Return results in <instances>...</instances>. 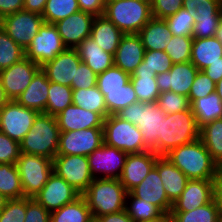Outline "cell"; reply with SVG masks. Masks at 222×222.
Instances as JSON below:
<instances>
[{
	"mask_svg": "<svg viewBox=\"0 0 222 222\" xmlns=\"http://www.w3.org/2000/svg\"><path fill=\"white\" fill-rule=\"evenodd\" d=\"M216 83L203 70H199L192 83L188 99L189 103L215 92Z\"/></svg>",
	"mask_w": 222,
	"mask_h": 222,
	"instance_id": "obj_50",
	"label": "cell"
},
{
	"mask_svg": "<svg viewBox=\"0 0 222 222\" xmlns=\"http://www.w3.org/2000/svg\"><path fill=\"white\" fill-rule=\"evenodd\" d=\"M103 138L105 144L126 153L149 151L144 144L139 128L116 114L109 115L104 119Z\"/></svg>",
	"mask_w": 222,
	"mask_h": 222,
	"instance_id": "obj_7",
	"label": "cell"
},
{
	"mask_svg": "<svg viewBox=\"0 0 222 222\" xmlns=\"http://www.w3.org/2000/svg\"><path fill=\"white\" fill-rule=\"evenodd\" d=\"M44 23L41 14L26 10H20L0 19V27L23 49L29 46Z\"/></svg>",
	"mask_w": 222,
	"mask_h": 222,
	"instance_id": "obj_9",
	"label": "cell"
},
{
	"mask_svg": "<svg viewBox=\"0 0 222 222\" xmlns=\"http://www.w3.org/2000/svg\"><path fill=\"white\" fill-rule=\"evenodd\" d=\"M9 101V99L7 98L5 91L3 89L2 86V81L0 78V109Z\"/></svg>",
	"mask_w": 222,
	"mask_h": 222,
	"instance_id": "obj_63",
	"label": "cell"
},
{
	"mask_svg": "<svg viewBox=\"0 0 222 222\" xmlns=\"http://www.w3.org/2000/svg\"><path fill=\"white\" fill-rule=\"evenodd\" d=\"M20 153V143L0 131V164H15Z\"/></svg>",
	"mask_w": 222,
	"mask_h": 222,
	"instance_id": "obj_51",
	"label": "cell"
},
{
	"mask_svg": "<svg viewBox=\"0 0 222 222\" xmlns=\"http://www.w3.org/2000/svg\"><path fill=\"white\" fill-rule=\"evenodd\" d=\"M199 138L218 165L222 163V118L202 126Z\"/></svg>",
	"mask_w": 222,
	"mask_h": 222,
	"instance_id": "obj_35",
	"label": "cell"
},
{
	"mask_svg": "<svg viewBox=\"0 0 222 222\" xmlns=\"http://www.w3.org/2000/svg\"><path fill=\"white\" fill-rule=\"evenodd\" d=\"M8 199L0 193V211L5 207Z\"/></svg>",
	"mask_w": 222,
	"mask_h": 222,
	"instance_id": "obj_66",
	"label": "cell"
},
{
	"mask_svg": "<svg viewBox=\"0 0 222 222\" xmlns=\"http://www.w3.org/2000/svg\"><path fill=\"white\" fill-rule=\"evenodd\" d=\"M213 199V180L189 179L180 197L173 202L171 212H189Z\"/></svg>",
	"mask_w": 222,
	"mask_h": 222,
	"instance_id": "obj_21",
	"label": "cell"
},
{
	"mask_svg": "<svg viewBox=\"0 0 222 222\" xmlns=\"http://www.w3.org/2000/svg\"><path fill=\"white\" fill-rule=\"evenodd\" d=\"M190 61L198 70H203L215 62H222V43L215 36L194 38Z\"/></svg>",
	"mask_w": 222,
	"mask_h": 222,
	"instance_id": "obj_29",
	"label": "cell"
},
{
	"mask_svg": "<svg viewBox=\"0 0 222 222\" xmlns=\"http://www.w3.org/2000/svg\"><path fill=\"white\" fill-rule=\"evenodd\" d=\"M159 156L152 150L140 153H128L119 181L131 192L139 185L155 166Z\"/></svg>",
	"mask_w": 222,
	"mask_h": 222,
	"instance_id": "obj_20",
	"label": "cell"
},
{
	"mask_svg": "<svg viewBox=\"0 0 222 222\" xmlns=\"http://www.w3.org/2000/svg\"><path fill=\"white\" fill-rule=\"evenodd\" d=\"M219 208L214 199L189 212H170L172 222H217Z\"/></svg>",
	"mask_w": 222,
	"mask_h": 222,
	"instance_id": "obj_41",
	"label": "cell"
},
{
	"mask_svg": "<svg viewBox=\"0 0 222 222\" xmlns=\"http://www.w3.org/2000/svg\"><path fill=\"white\" fill-rule=\"evenodd\" d=\"M156 103L165 114L178 113L190 108L187 96L172 91L160 93Z\"/></svg>",
	"mask_w": 222,
	"mask_h": 222,
	"instance_id": "obj_48",
	"label": "cell"
},
{
	"mask_svg": "<svg viewBox=\"0 0 222 222\" xmlns=\"http://www.w3.org/2000/svg\"><path fill=\"white\" fill-rule=\"evenodd\" d=\"M72 103L85 110L99 113L104 119L108 116L104 95L97 86L88 89H73Z\"/></svg>",
	"mask_w": 222,
	"mask_h": 222,
	"instance_id": "obj_34",
	"label": "cell"
},
{
	"mask_svg": "<svg viewBox=\"0 0 222 222\" xmlns=\"http://www.w3.org/2000/svg\"><path fill=\"white\" fill-rule=\"evenodd\" d=\"M0 193L7 199L24 197L20 176L15 164H0Z\"/></svg>",
	"mask_w": 222,
	"mask_h": 222,
	"instance_id": "obj_36",
	"label": "cell"
},
{
	"mask_svg": "<svg viewBox=\"0 0 222 222\" xmlns=\"http://www.w3.org/2000/svg\"><path fill=\"white\" fill-rule=\"evenodd\" d=\"M152 16L158 19L175 14L182 8L183 0H150Z\"/></svg>",
	"mask_w": 222,
	"mask_h": 222,
	"instance_id": "obj_53",
	"label": "cell"
},
{
	"mask_svg": "<svg viewBox=\"0 0 222 222\" xmlns=\"http://www.w3.org/2000/svg\"><path fill=\"white\" fill-rule=\"evenodd\" d=\"M213 196L220 213H222V172L220 170L213 178Z\"/></svg>",
	"mask_w": 222,
	"mask_h": 222,
	"instance_id": "obj_59",
	"label": "cell"
},
{
	"mask_svg": "<svg viewBox=\"0 0 222 222\" xmlns=\"http://www.w3.org/2000/svg\"><path fill=\"white\" fill-rule=\"evenodd\" d=\"M104 99L108 109V116L116 114L121 109L138 102L131 81L125 84L120 91L106 92Z\"/></svg>",
	"mask_w": 222,
	"mask_h": 222,
	"instance_id": "obj_43",
	"label": "cell"
},
{
	"mask_svg": "<svg viewBox=\"0 0 222 222\" xmlns=\"http://www.w3.org/2000/svg\"><path fill=\"white\" fill-rule=\"evenodd\" d=\"M127 190L119 179L95 178L82 194L93 217L125 209Z\"/></svg>",
	"mask_w": 222,
	"mask_h": 222,
	"instance_id": "obj_3",
	"label": "cell"
},
{
	"mask_svg": "<svg viewBox=\"0 0 222 222\" xmlns=\"http://www.w3.org/2000/svg\"><path fill=\"white\" fill-rule=\"evenodd\" d=\"M182 8L195 13H222V0H183Z\"/></svg>",
	"mask_w": 222,
	"mask_h": 222,
	"instance_id": "obj_52",
	"label": "cell"
},
{
	"mask_svg": "<svg viewBox=\"0 0 222 222\" xmlns=\"http://www.w3.org/2000/svg\"><path fill=\"white\" fill-rule=\"evenodd\" d=\"M49 80L46 73L40 69L32 79L29 86L15 100L18 104L44 113L48 100Z\"/></svg>",
	"mask_w": 222,
	"mask_h": 222,
	"instance_id": "obj_26",
	"label": "cell"
},
{
	"mask_svg": "<svg viewBox=\"0 0 222 222\" xmlns=\"http://www.w3.org/2000/svg\"><path fill=\"white\" fill-rule=\"evenodd\" d=\"M142 222H172L170 213H163L158 218H155L153 220L148 221H142Z\"/></svg>",
	"mask_w": 222,
	"mask_h": 222,
	"instance_id": "obj_62",
	"label": "cell"
},
{
	"mask_svg": "<svg viewBox=\"0 0 222 222\" xmlns=\"http://www.w3.org/2000/svg\"><path fill=\"white\" fill-rule=\"evenodd\" d=\"M80 195L67 181L52 172L47 183L33 199L47 211L53 212L73 202Z\"/></svg>",
	"mask_w": 222,
	"mask_h": 222,
	"instance_id": "obj_16",
	"label": "cell"
},
{
	"mask_svg": "<svg viewBox=\"0 0 222 222\" xmlns=\"http://www.w3.org/2000/svg\"><path fill=\"white\" fill-rule=\"evenodd\" d=\"M125 211L135 222L153 220L163 214L156 205L135 197L131 192L126 196Z\"/></svg>",
	"mask_w": 222,
	"mask_h": 222,
	"instance_id": "obj_38",
	"label": "cell"
},
{
	"mask_svg": "<svg viewBox=\"0 0 222 222\" xmlns=\"http://www.w3.org/2000/svg\"><path fill=\"white\" fill-rule=\"evenodd\" d=\"M116 115L139 128L144 144L149 150L157 146L161 136V121L166 116L157 103L137 102L121 109Z\"/></svg>",
	"mask_w": 222,
	"mask_h": 222,
	"instance_id": "obj_6",
	"label": "cell"
},
{
	"mask_svg": "<svg viewBox=\"0 0 222 222\" xmlns=\"http://www.w3.org/2000/svg\"><path fill=\"white\" fill-rule=\"evenodd\" d=\"M47 0H24L23 10L43 14Z\"/></svg>",
	"mask_w": 222,
	"mask_h": 222,
	"instance_id": "obj_61",
	"label": "cell"
},
{
	"mask_svg": "<svg viewBox=\"0 0 222 222\" xmlns=\"http://www.w3.org/2000/svg\"><path fill=\"white\" fill-rule=\"evenodd\" d=\"M25 58V49L0 27V71Z\"/></svg>",
	"mask_w": 222,
	"mask_h": 222,
	"instance_id": "obj_42",
	"label": "cell"
},
{
	"mask_svg": "<svg viewBox=\"0 0 222 222\" xmlns=\"http://www.w3.org/2000/svg\"><path fill=\"white\" fill-rule=\"evenodd\" d=\"M190 109L199 129L207 123L222 118V100L216 91L191 102Z\"/></svg>",
	"mask_w": 222,
	"mask_h": 222,
	"instance_id": "obj_32",
	"label": "cell"
},
{
	"mask_svg": "<svg viewBox=\"0 0 222 222\" xmlns=\"http://www.w3.org/2000/svg\"><path fill=\"white\" fill-rule=\"evenodd\" d=\"M38 114L37 111L28 109L15 100H9L0 109V131L20 143L31 130Z\"/></svg>",
	"mask_w": 222,
	"mask_h": 222,
	"instance_id": "obj_12",
	"label": "cell"
},
{
	"mask_svg": "<svg viewBox=\"0 0 222 222\" xmlns=\"http://www.w3.org/2000/svg\"><path fill=\"white\" fill-rule=\"evenodd\" d=\"M154 167L158 170L168 199L172 203L175 202L184 191L189 179L166 156H159Z\"/></svg>",
	"mask_w": 222,
	"mask_h": 222,
	"instance_id": "obj_25",
	"label": "cell"
},
{
	"mask_svg": "<svg viewBox=\"0 0 222 222\" xmlns=\"http://www.w3.org/2000/svg\"><path fill=\"white\" fill-rule=\"evenodd\" d=\"M203 71L212 81L217 83L222 78V62H215L210 64L204 68Z\"/></svg>",
	"mask_w": 222,
	"mask_h": 222,
	"instance_id": "obj_60",
	"label": "cell"
},
{
	"mask_svg": "<svg viewBox=\"0 0 222 222\" xmlns=\"http://www.w3.org/2000/svg\"><path fill=\"white\" fill-rule=\"evenodd\" d=\"M50 222H94L82 195L58 210L50 212Z\"/></svg>",
	"mask_w": 222,
	"mask_h": 222,
	"instance_id": "obj_33",
	"label": "cell"
},
{
	"mask_svg": "<svg viewBox=\"0 0 222 222\" xmlns=\"http://www.w3.org/2000/svg\"><path fill=\"white\" fill-rule=\"evenodd\" d=\"M156 73H152L149 68H136L130 81L133 85L138 102L156 103L160 95L156 81Z\"/></svg>",
	"mask_w": 222,
	"mask_h": 222,
	"instance_id": "obj_31",
	"label": "cell"
},
{
	"mask_svg": "<svg viewBox=\"0 0 222 222\" xmlns=\"http://www.w3.org/2000/svg\"><path fill=\"white\" fill-rule=\"evenodd\" d=\"M195 13L180 8L175 14L165 18V21L174 36H192L195 23Z\"/></svg>",
	"mask_w": 222,
	"mask_h": 222,
	"instance_id": "obj_45",
	"label": "cell"
},
{
	"mask_svg": "<svg viewBox=\"0 0 222 222\" xmlns=\"http://www.w3.org/2000/svg\"><path fill=\"white\" fill-rule=\"evenodd\" d=\"M222 13L195 14L193 38L214 37L221 21Z\"/></svg>",
	"mask_w": 222,
	"mask_h": 222,
	"instance_id": "obj_46",
	"label": "cell"
},
{
	"mask_svg": "<svg viewBox=\"0 0 222 222\" xmlns=\"http://www.w3.org/2000/svg\"><path fill=\"white\" fill-rule=\"evenodd\" d=\"M103 143V128L61 131L57 155L88 156Z\"/></svg>",
	"mask_w": 222,
	"mask_h": 222,
	"instance_id": "obj_13",
	"label": "cell"
},
{
	"mask_svg": "<svg viewBox=\"0 0 222 222\" xmlns=\"http://www.w3.org/2000/svg\"><path fill=\"white\" fill-rule=\"evenodd\" d=\"M79 57L96 75H99L114 65V55L105 52L91 38H85L76 48Z\"/></svg>",
	"mask_w": 222,
	"mask_h": 222,
	"instance_id": "obj_28",
	"label": "cell"
},
{
	"mask_svg": "<svg viewBox=\"0 0 222 222\" xmlns=\"http://www.w3.org/2000/svg\"><path fill=\"white\" fill-rule=\"evenodd\" d=\"M145 48L138 34H124L114 54V66L132 72L143 61Z\"/></svg>",
	"mask_w": 222,
	"mask_h": 222,
	"instance_id": "obj_24",
	"label": "cell"
},
{
	"mask_svg": "<svg viewBox=\"0 0 222 222\" xmlns=\"http://www.w3.org/2000/svg\"><path fill=\"white\" fill-rule=\"evenodd\" d=\"M60 131H75L88 128H103L104 118L99 114L73 103L55 116Z\"/></svg>",
	"mask_w": 222,
	"mask_h": 222,
	"instance_id": "obj_22",
	"label": "cell"
},
{
	"mask_svg": "<svg viewBox=\"0 0 222 222\" xmlns=\"http://www.w3.org/2000/svg\"><path fill=\"white\" fill-rule=\"evenodd\" d=\"M193 39V36H171L165 52L169 55L173 64L189 62L191 60Z\"/></svg>",
	"mask_w": 222,
	"mask_h": 222,
	"instance_id": "obj_44",
	"label": "cell"
},
{
	"mask_svg": "<svg viewBox=\"0 0 222 222\" xmlns=\"http://www.w3.org/2000/svg\"><path fill=\"white\" fill-rule=\"evenodd\" d=\"M60 133L54 116L39 113L34 119L31 130L20 142V151L53 160L59 148Z\"/></svg>",
	"mask_w": 222,
	"mask_h": 222,
	"instance_id": "obj_5",
	"label": "cell"
},
{
	"mask_svg": "<svg viewBox=\"0 0 222 222\" xmlns=\"http://www.w3.org/2000/svg\"><path fill=\"white\" fill-rule=\"evenodd\" d=\"M52 162L53 172L67 181L81 195L94 180L87 156L56 155Z\"/></svg>",
	"mask_w": 222,
	"mask_h": 222,
	"instance_id": "obj_10",
	"label": "cell"
},
{
	"mask_svg": "<svg viewBox=\"0 0 222 222\" xmlns=\"http://www.w3.org/2000/svg\"><path fill=\"white\" fill-rule=\"evenodd\" d=\"M40 69L41 66L25 57L9 68L1 70L0 78L7 98L16 100Z\"/></svg>",
	"mask_w": 222,
	"mask_h": 222,
	"instance_id": "obj_15",
	"label": "cell"
},
{
	"mask_svg": "<svg viewBox=\"0 0 222 222\" xmlns=\"http://www.w3.org/2000/svg\"><path fill=\"white\" fill-rule=\"evenodd\" d=\"M80 11L91 13L95 16L103 15L106 0H77Z\"/></svg>",
	"mask_w": 222,
	"mask_h": 222,
	"instance_id": "obj_56",
	"label": "cell"
},
{
	"mask_svg": "<svg viewBox=\"0 0 222 222\" xmlns=\"http://www.w3.org/2000/svg\"><path fill=\"white\" fill-rule=\"evenodd\" d=\"M71 87L49 81L48 100L44 114L56 116L72 104Z\"/></svg>",
	"mask_w": 222,
	"mask_h": 222,
	"instance_id": "obj_37",
	"label": "cell"
},
{
	"mask_svg": "<svg viewBox=\"0 0 222 222\" xmlns=\"http://www.w3.org/2000/svg\"><path fill=\"white\" fill-rule=\"evenodd\" d=\"M15 165L27 198H34L53 172L52 160L41 155L20 153Z\"/></svg>",
	"mask_w": 222,
	"mask_h": 222,
	"instance_id": "obj_8",
	"label": "cell"
},
{
	"mask_svg": "<svg viewBox=\"0 0 222 222\" xmlns=\"http://www.w3.org/2000/svg\"><path fill=\"white\" fill-rule=\"evenodd\" d=\"M188 179L213 180L219 165L212 158L202 140L178 146L165 155Z\"/></svg>",
	"mask_w": 222,
	"mask_h": 222,
	"instance_id": "obj_1",
	"label": "cell"
},
{
	"mask_svg": "<svg viewBox=\"0 0 222 222\" xmlns=\"http://www.w3.org/2000/svg\"><path fill=\"white\" fill-rule=\"evenodd\" d=\"M27 209V197L8 199L0 211V222H24Z\"/></svg>",
	"mask_w": 222,
	"mask_h": 222,
	"instance_id": "obj_49",
	"label": "cell"
},
{
	"mask_svg": "<svg viewBox=\"0 0 222 222\" xmlns=\"http://www.w3.org/2000/svg\"><path fill=\"white\" fill-rule=\"evenodd\" d=\"M24 0H0V19L23 10Z\"/></svg>",
	"mask_w": 222,
	"mask_h": 222,
	"instance_id": "obj_57",
	"label": "cell"
},
{
	"mask_svg": "<svg viewBox=\"0 0 222 222\" xmlns=\"http://www.w3.org/2000/svg\"><path fill=\"white\" fill-rule=\"evenodd\" d=\"M219 170L222 172V163L219 165Z\"/></svg>",
	"mask_w": 222,
	"mask_h": 222,
	"instance_id": "obj_68",
	"label": "cell"
},
{
	"mask_svg": "<svg viewBox=\"0 0 222 222\" xmlns=\"http://www.w3.org/2000/svg\"><path fill=\"white\" fill-rule=\"evenodd\" d=\"M128 153L105 143L87 156L93 178L119 179Z\"/></svg>",
	"mask_w": 222,
	"mask_h": 222,
	"instance_id": "obj_14",
	"label": "cell"
},
{
	"mask_svg": "<svg viewBox=\"0 0 222 222\" xmlns=\"http://www.w3.org/2000/svg\"><path fill=\"white\" fill-rule=\"evenodd\" d=\"M131 74L124 72L121 68L112 66L103 73L97 75V87L106 96V92H116L130 82Z\"/></svg>",
	"mask_w": 222,
	"mask_h": 222,
	"instance_id": "obj_40",
	"label": "cell"
},
{
	"mask_svg": "<svg viewBox=\"0 0 222 222\" xmlns=\"http://www.w3.org/2000/svg\"><path fill=\"white\" fill-rule=\"evenodd\" d=\"M199 131L190 108L182 112L166 114L165 119L161 121V136L158 138V144L152 151L158 156H165L172 149L197 140Z\"/></svg>",
	"mask_w": 222,
	"mask_h": 222,
	"instance_id": "obj_2",
	"label": "cell"
},
{
	"mask_svg": "<svg viewBox=\"0 0 222 222\" xmlns=\"http://www.w3.org/2000/svg\"><path fill=\"white\" fill-rule=\"evenodd\" d=\"M94 222H135L124 210L116 213L93 217Z\"/></svg>",
	"mask_w": 222,
	"mask_h": 222,
	"instance_id": "obj_58",
	"label": "cell"
},
{
	"mask_svg": "<svg viewBox=\"0 0 222 222\" xmlns=\"http://www.w3.org/2000/svg\"><path fill=\"white\" fill-rule=\"evenodd\" d=\"M66 49L57 27L54 24L44 23L25 49V57L43 66Z\"/></svg>",
	"mask_w": 222,
	"mask_h": 222,
	"instance_id": "obj_11",
	"label": "cell"
},
{
	"mask_svg": "<svg viewBox=\"0 0 222 222\" xmlns=\"http://www.w3.org/2000/svg\"><path fill=\"white\" fill-rule=\"evenodd\" d=\"M81 62L77 50L67 48L53 60L41 66V69L46 73L50 82L71 87L75 82L76 70Z\"/></svg>",
	"mask_w": 222,
	"mask_h": 222,
	"instance_id": "obj_19",
	"label": "cell"
},
{
	"mask_svg": "<svg viewBox=\"0 0 222 222\" xmlns=\"http://www.w3.org/2000/svg\"><path fill=\"white\" fill-rule=\"evenodd\" d=\"M103 15L124 34H138L153 17L150 0H106Z\"/></svg>",
	"mask_w": 222,
	"mask_h": 222,
	"instance_id": "obj_4",
	"label": "cell"
},
{
	"mask_svg": "<svg viewBox=\"0 0 222 222\" xmlns=\"http://www.w3.org/2000/svg\"><path fill=\"white\" fill-rule=\"evenodd\" d=\"M97 86V75L84 62L77 67L75 82L71 85L72 89L92 88Z\"/></svg>",
	"mask_w": 222,
	"mask_h": 222,
	"instance_id": "obj_54",
	"label": "cell"
},
{
	"mask_svg": "<svg viewBox=\"0 0 222 222\" xmlns=\"http://www.w3.org/2000/svg\"><path fill=\"white\" fill-rule=\"evenodd\" d=\"M24 222H50V212L33 198H27V209Z\"/></svg>",
	"mask_w": 222,
	"mask_h": 222,
	"instance_id": "obj_55",
	"label": "cell"
},
{
	"mask_svg": "<svg viewBox=\"0 0 222 222\" xmlns=\"http://www.w3.org/2000/svg\"><path fill=\"white\" fill-rule=\"evenodd\" d=\"M95 15L78 11L54 25L67 48L75 49L85 38L90 37Z\"/></svg>",
	"mask_w": 222,
	"mask_h": 222,
	"instance_id": "obj_18",
	"label": "cell"
},
{
	"mask_svg": "<svg viewBox=\"0 0 222 222\" xmlns=\"http://www.w3.org/2000/svg\"><path fill=\"white\" fill-rule=\"evenodd\" d=\"M78 11L77 0H47L42 17L45 23L55 24Z\"/></svg>",
	"mask_w": 222,
	"mask_h": 222,
	"instance_id": "obj_39",
	"label": "cell"
},
{
	"mask_svg": "<svg viewBox=\"0 0 222 222\" xmlns=\"http://www.w3.org/2000/svg\"><path fill=\"white\" fill-rule=\"evenodd\" d=\"M215 91L220 96V98L222 100V78H221V80L219 82L216 83Z\"/></svg>",
	"mask_w": 222,
	"mask_h": 222,
	"instance_id": "obj_65",
	"label": "cell"
},
{
	"mask_svg": "<svg viewBox=\"0 0 222 222\" xmlns=\"http://www.w3.org/2000/svg\"><path fill=\"white\" fill-rule=\"evenodd\" d=\"M173 66L169 55L165 51L145 50L143 61L137 68H149L152 73L167 72Z\"/></svg>",
	"mask_w": 222,
	"mask_h": 222,
	"instance_id": "obj_47",
	"label": "cell"
},
{
	"mask_svg": "<svg viewBox=\"0 0 222 222\" xmlns=\"http://www.w3.org/2000/svg\"><path fill=\"white\" fill-rule=\"evenodd\" d=\"M198 71L197 67L191 61L173 64L169 71L157 74L156 76L160 93L172 91L188 97Z\"/></svg>",
	"mask_w": 222,
	"mask_h": 222,
	"instance_id": "obj_17",
	"label": "cell"
},
{
	"mask_svg": "<svg viewBox=\"0 0 222 222\" xmlns=\"http://www.w3.org/2000/svg\"><path fill=\"white\" fill-rule=\"evenodd\" d=\"M131 193L139 199L156 205L163 213L171 212L173 203L168 199L158 170L155 167Z\"/></svg>",
	"mask_w": 222,
	"mask_h": 222,
	"instance_id": "obj_23",
	"label": "cell"
},
{
	"mask_svg": "<svg viewBox=\"0 0 222 222\" xmlns=\"http://www.w3.org/2000/svg\"><path fill=\"white\" fill-rule=\"evenodd\" d=\"M215 37L222 43V16Z\"/></svg>",
	"mask_w": 222,
	"mask_h": 222,
	"instance_id": "obj_64",
	"label": "cell"
},
{
	"mask_svg": "<svg viewBox=\"0 0 222 222\" xmlns=\"http://www.w3.org/2000/svg\"><path fill=\"white\" fill-rule=\"evenodd\" d=\"M217 222H222V213H219Z\"/></svg>",
	"mask_w": 222,
	"mask_h": 222,
	"instance_id": "obj_67",
	"label": "cell"
},
{
	"mask_svg": "<svg viewBox=\"0 0 222 222\" xmlns=\"http://www.w3.org/2000/svg\"><path fill=\"white\" fill-rule=\"evenodd\" d=\"M145 50L165 51L171 40L172 33L165 19L152 17L149 22L139 31Z\"/></svg>",
	"mask_w": 222,
	"mask_h": 222,
	"instance_id": "obj_30",
	"label": "cell"
},
{
	"mask_svg": "<svg viewBox=\"0 0 222 222\" xmlns=\"http://www.w3.org/2000/svg\"><path fill=\"white\" fill-rule=\"evenodd\" d=\"M124 33L105 15L95 16L90 37L105 52L115 54Z\"/></svg>",
	"mask_w": 222,
	"mask_h": 222,
	"instance_id": "obj_27",
	"label": "cell"
}]
</instances>
